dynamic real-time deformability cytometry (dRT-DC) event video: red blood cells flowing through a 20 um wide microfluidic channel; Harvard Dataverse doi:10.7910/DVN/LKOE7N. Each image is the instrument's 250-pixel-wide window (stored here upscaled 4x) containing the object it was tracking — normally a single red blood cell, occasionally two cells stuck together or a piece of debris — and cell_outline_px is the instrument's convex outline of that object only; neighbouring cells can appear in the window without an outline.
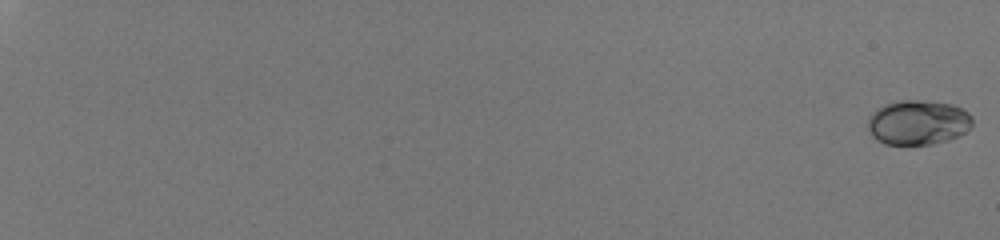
{"species": "human", "species_latin": "Homo sapiens", "temperature_condition": "room temperature", "stored_images_in_passage": 57, "camera_frame_rate_fps": 3000, "um_per_image_px": 0.085, "donor": {"sex": "male"}, "frame": {"image": 1, "passage_image": 1, "time_ms": 0.0, "image_size_px": [1000, 240], "cell_outline_px": [[972, 124], [964, 132], [948, 140], [932, 144], [884, 144], [876, 140], [872, 136], [868, 128], [868, 116], [876, 108], [884, 104], [900, 100], [924, 100], [952, 104], [964, 108], [972, 116]], "centroid_in_image_um": [78.01, 10.39], "position_along_channel_um": 7.0, "area_um2": 27.46}}
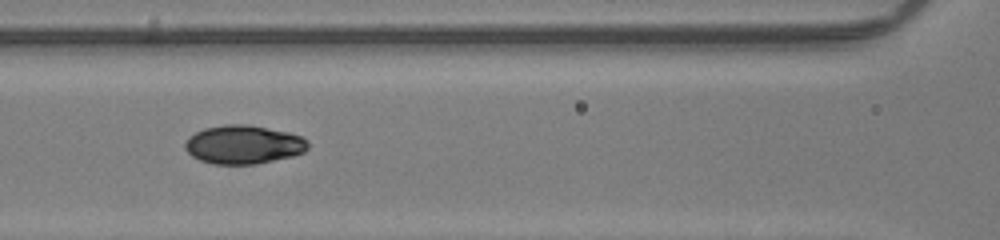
{"frame": {"image": 2, "passage_image": 33, "time_ms": 10.667, "image_size_px": [1000, 240], "cell_outline_px": [[308, 148], [304, 152], [292, 156], [256, 164], [212, 164], [200, 160], [192, 156], [184, 148], [184, 144], [188, 136], [204, 128], [224, 124], [248, 124], [288, 132], [300, 136], [308, 140]], "centroid_in_image_um": [20.68, 12.28], "position_along_channel_um": 145.9, "area_um2": 27.8}}
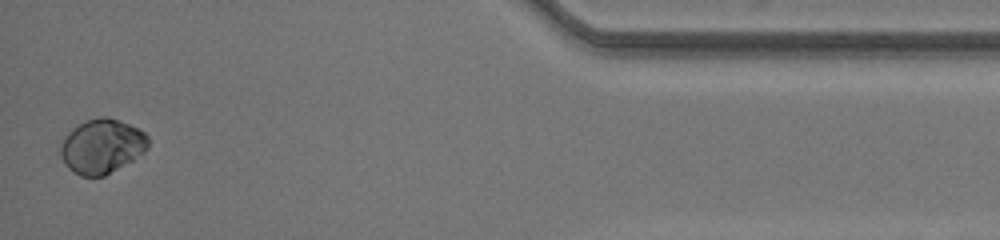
{"frame": {"image": 3, "passage_image": 57, "time_ms": 18.667, "image_size_px": [1000, 240], "cell_outline_px": [[148, 148], [144, 152], [132, 160], [104, 176], [80, 176], [72, 172], [64, 164], [60, 156], [60, 144], [68, 132], [72, 128], [88, 120], [100, 116], [108, 116], [128, 124], [144, 132], [148, 136]], "centroid_in_image_um": [8.63, 12.44], "position_along_channel_um": 426.6, "area_um2": 27.74}, "authors_computed_cell_mechanics": {"area_um2": 26.9348, "velocity_mm_per_s": 4.0903, "shape_relaxation_time_tau1_ms": 3.463, "shape_relaxation_time_tau2_ms": null, "deformation_change_tau1": 0.0523, "deformation_change_tau2": null}}